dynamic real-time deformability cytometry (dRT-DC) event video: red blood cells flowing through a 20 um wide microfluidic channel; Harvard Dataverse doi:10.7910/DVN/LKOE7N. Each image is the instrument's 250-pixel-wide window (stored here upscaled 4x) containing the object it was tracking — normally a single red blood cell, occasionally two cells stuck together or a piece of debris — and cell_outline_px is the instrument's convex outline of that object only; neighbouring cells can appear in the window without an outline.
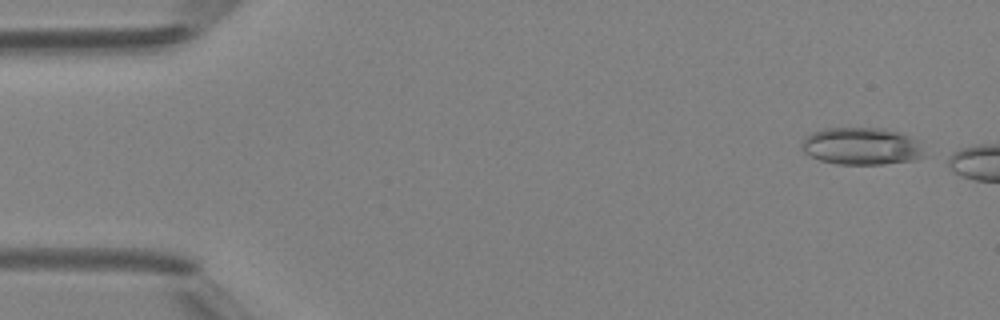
{"species": "Egyptian fruit bat (a non-hibernating species)", "species_latin": "Rousettus aegyptiacus", "temperature_condition": "room temperature", "stored_images_in_passage": 3, "camera_frame_rate_fps": 3000, "um_per_image_px": 0.085, "animal": {"sex": "female"}, "frame": {"image": 1, "passage_image": 1, "time_ms": 0.0, "image_size_px": [1000, 320], "cell_outline_px": [[924, 156], [916, 160], [884, 164], [836, 164], [820, 160], [804, 152], [800, 144], [812, 132], [824, 128], [884, 128], [900, 132], [920, 140]], "centroid_in_image_um": [73.27, 12.42], "position_along_channel_um": 11.7, "area_um2": 26.82}}